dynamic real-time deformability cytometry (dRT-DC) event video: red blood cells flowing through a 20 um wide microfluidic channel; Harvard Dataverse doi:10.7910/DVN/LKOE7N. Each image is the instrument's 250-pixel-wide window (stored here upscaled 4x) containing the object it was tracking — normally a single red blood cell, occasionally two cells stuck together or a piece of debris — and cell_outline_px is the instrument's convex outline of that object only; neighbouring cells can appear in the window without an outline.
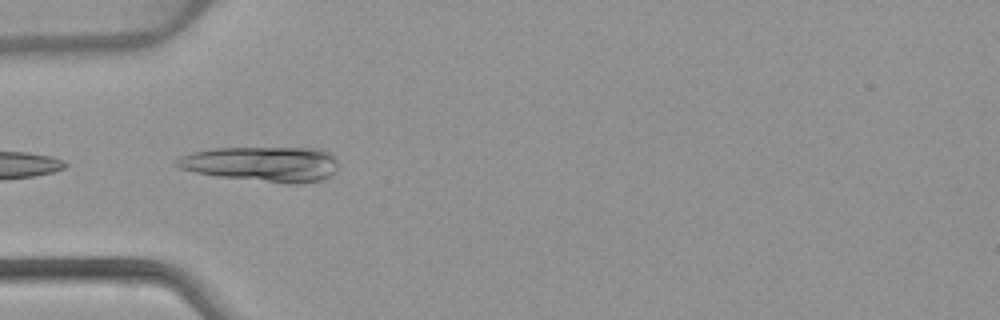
{"species": "common noctule bat (a hibernating species)", "species_latin": "Nyctalus noctula", "temperature_condition": "warm", "stored_images_in_passage": 18, "camera_frame_rate_fps": 3000, "um_per_image_px": 0.085, "animal": {"sex": "female", "body_mass_g": 22.7, "forearm_length_mm": 54.2}, "frame": {"image": 1, "passage_image": 6, "time_ms": 1.667, "image_size_px": [1000, 320], "cell_outline_px": [[340, 164], [328, 176], [320, 180], [300, 184], [288, 184], [216, 176], [196, 172], [180, 168], [172, 164], [180, 156], [192, 152], [212, 148], [320, 148], [328, 152]], "centroid_in_image_um": [22.26, 13.94], "position_along_channel_um": 62.7, "area_um2": 33.18}}